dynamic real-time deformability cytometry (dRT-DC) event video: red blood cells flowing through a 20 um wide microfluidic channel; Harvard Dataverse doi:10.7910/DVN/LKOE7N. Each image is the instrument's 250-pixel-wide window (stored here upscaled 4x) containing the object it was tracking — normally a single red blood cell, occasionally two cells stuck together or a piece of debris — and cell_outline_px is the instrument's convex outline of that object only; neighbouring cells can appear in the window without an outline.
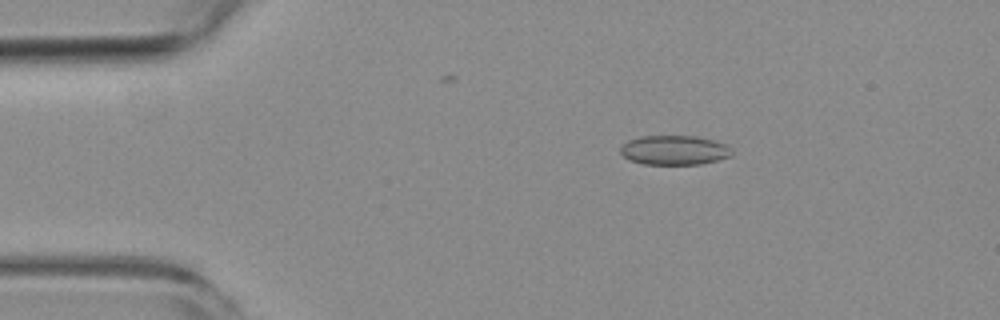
{"species": "common noctule bat (a hibernating species)", "species_latin": "Nyctalus noctula", "temperature_condition": "room temperature", "stored_images_in_passage": 47, "camera_frame_rate_fps": 3000, "um_per_image_px": 0.085, "animal": {"sex": "female", "body_mass_g": 19.3, "forearm_length_mm": 54.1}, "frame": {"image": 1, "passage_image": 1, "time_ms": 0.0, "image_size_px": [1000, 320], "cell_outline_px": [[732, 156], [700, 164], [644, 164], [632, 160], [624, 156], [620, 152], [620, 148], [628, 140], [640, 136], [696, 136], [712, 140], [724, 144], [732, 148]], "centroid_in_image_um": [57.33, 12.76], "position_along_channel_um": 27.7, "area_um2": 18.96}}
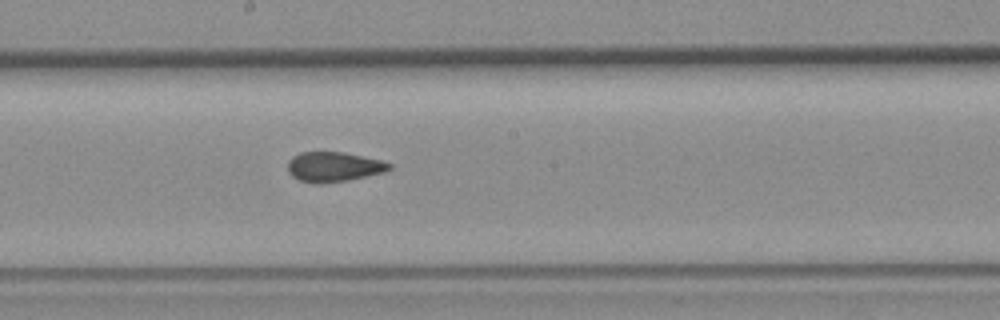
{"frame": {"image": 2, "passage_image": 21, "time_ms": 6.667, "image_size_px": [1000, 320], "cell_outline_px": [[392, 168], [384, 172], [348, 180], [320, 184], [316, 184], [300, 180], [292, 176], [288, 172], [288, 160], [292, 156], [300, 152], [344, 152], [380, 160], [392, 164]], "centroid_in_image_um": [28.34, 14.18], "position_along_channel_um": 219.9, "area_um2": 17.69}}
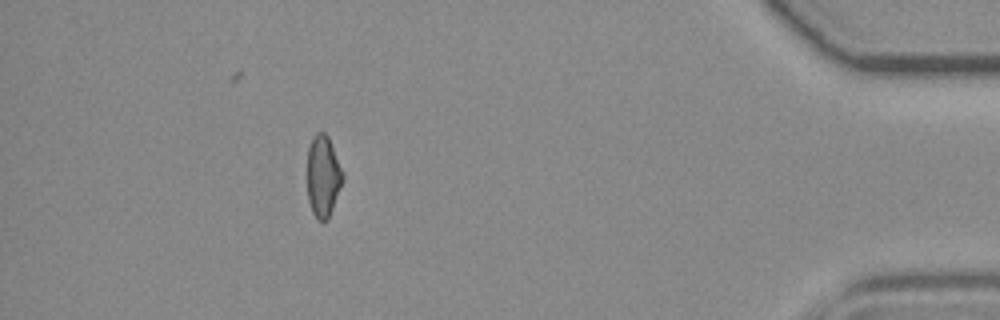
{"frame": {"image": 3, "passage_image": 41, "time_ms": 13.333, "image_size_px": [1000, 320], "cell_outline_px": [[344, 176], [340, 188], [328, 220], [316, 220], [312, 212], [308, 200], [308, 148], [312, 136], [316, 132], [324, 132], [328, 136], [344, 172]], "centroid_in_image_um": [27.46, 14.96], "position_along_channel_um": 407.7, "area_um2": 16.94}, "authors_computed_cell_mechanics": {"area_um2": 17.9758, "velocity_mm_per_s": 3.6942, "shape_relaxation_time_tau1_ms": null, "shape_relaxation_time_tau2_ms": 2.0168, "deformation_change_tau1": null, "deformation_change_tau2": 0.057}}